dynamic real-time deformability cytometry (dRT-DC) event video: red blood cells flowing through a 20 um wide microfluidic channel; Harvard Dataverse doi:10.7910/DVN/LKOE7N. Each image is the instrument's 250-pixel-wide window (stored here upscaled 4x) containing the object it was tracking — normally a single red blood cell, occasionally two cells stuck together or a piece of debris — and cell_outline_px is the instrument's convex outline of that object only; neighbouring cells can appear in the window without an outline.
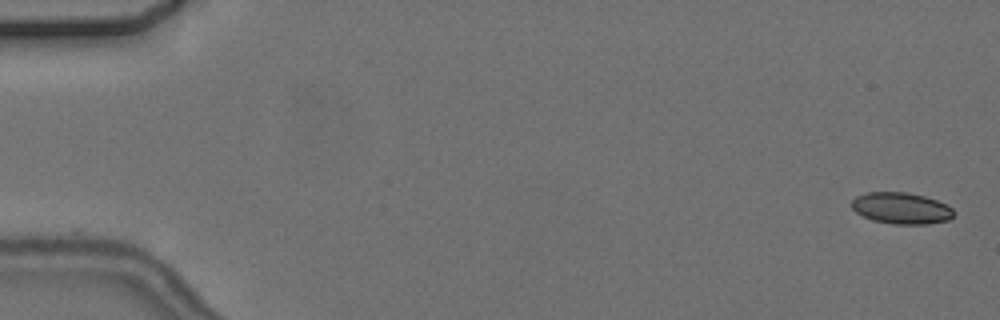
{"species": "common noctule bat (a hibernating species)", "species_latin": "Nyctalus noctula", "temperature_condition": "cold", "stored_images_in_passage": 3, "camera_frame_rate_fps": 3000, "um_per_image_px": 0.085, "animal": {"sex": "female", "body_mass_g": 24.6, "forearm_length_mm": 56.2}, "frame": {"image": 1, "passage_image": 1, "time_ms": 0.0, "image_size_px": [1000, 320], "cell_outline_px": [[956, 212], [948, 220], [928, 224], [892, 224], [872, 220], [856, 212], [852, 208], [852, 200], [856, 196], [868, 192], [908, 192], [924, 196], [936, 200], [952, 208]], "centroid_in_image_um": [76.61, 17.7], "position_along_channel_um": 8.4, "area_um2": 18.67}}